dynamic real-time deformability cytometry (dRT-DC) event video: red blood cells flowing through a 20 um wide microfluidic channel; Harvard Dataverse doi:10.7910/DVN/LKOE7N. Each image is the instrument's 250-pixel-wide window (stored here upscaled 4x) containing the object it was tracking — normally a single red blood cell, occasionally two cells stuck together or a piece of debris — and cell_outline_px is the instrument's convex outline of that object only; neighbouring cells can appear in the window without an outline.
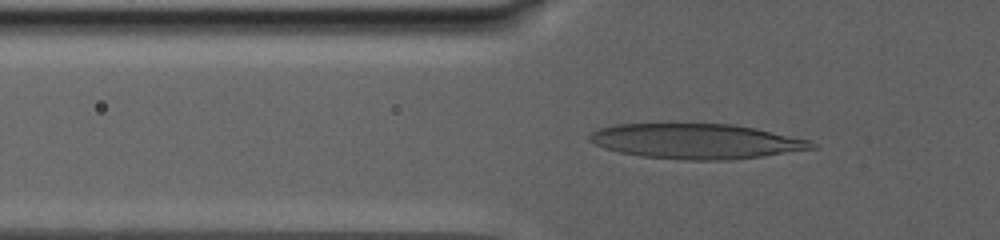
{"species": "human", "species_latin": "Homo sapiens", "temperature_condition": "warm", "stored_images_in_passage": 53, "camera_frame_rate_fps": 3000, "um_per_image_px": 0.085, "donor": {"sex": "male"}, "frame": {"image": 1, "passage_image": 19, "time_ms": 10.0, "image_size_px": [1000, 240], "cell_outline_px": [[820, 148], [760, 156], [728, 160], [688, 160], [640, 156], [620, 152], [604, 148], [588, 140], [588, 136], [592, 132], [600, 128], [616, 124], [736, 124], [756, 128], [812, 140]], "centroid_in_image_um": [59.23, 12.0], "position_along_channel_um": 66.6, "area_um2": 45.49}}
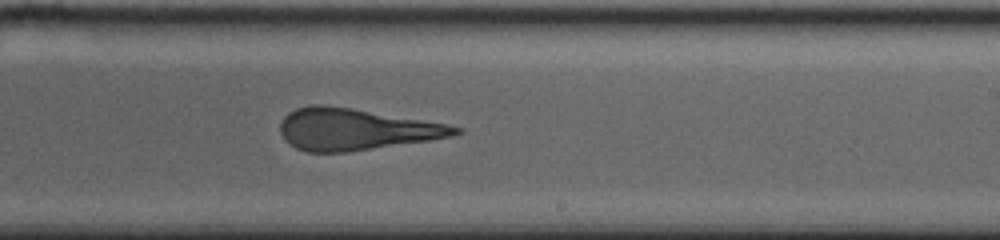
{"frame": {"image": 2, "passage_image": 34, "time_ms": 17.667, "image_size_px": [1000, 240], "cell_outline_px": [[464, 132], [452, 136], [428, 140], [344, 152], [308, 152], [296, 148], [284, 140], [280, 132], [280, 124], [284, 116], [288, 112], [296, 108], [312, 104], [324, 104], [352, 108], [444, 124], [460, 128]], "centroid_in_image_um": [30.14, 10.98], "position_along_channel_um": 258.9, "area_um2": 41.85}}
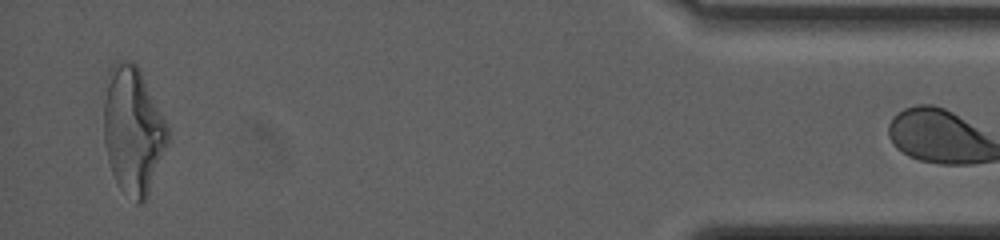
{"frame": {"image": 3, "passage_image": 52, "time_ms": 26.333, "image_size_px": [1000, 240], "cell_outline_px": [[168, 144], [148, 192], [144, 200], [140, 204], [136, 204], [120, 188], [112, 172], [108, 160], [104, 140], [104, 80], [112, 64], [116, 60], [132, 60], [140, 68], [168, 124]], "centroid_in_image_um": [11.29, 10.99], "position_along_channel_um": 423.9, "area_um2": 47.86}}